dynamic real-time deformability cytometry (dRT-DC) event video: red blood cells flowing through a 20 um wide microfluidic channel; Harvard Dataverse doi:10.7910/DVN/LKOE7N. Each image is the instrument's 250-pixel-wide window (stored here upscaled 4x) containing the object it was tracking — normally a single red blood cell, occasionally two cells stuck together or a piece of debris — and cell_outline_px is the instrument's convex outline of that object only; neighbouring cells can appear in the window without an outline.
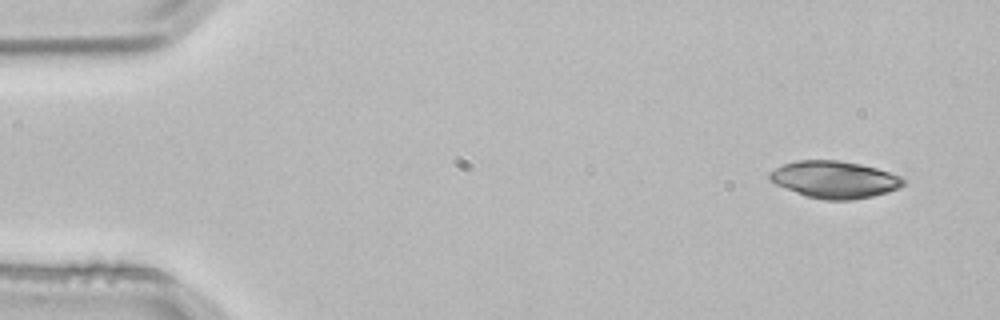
{"species": "common noctule bat (a hibernating species)", "species_latin": "Nyctalus noctula", "temperature_condition": "room temperature", "stored_images_in_passage": 3, "camera_frame_rate_fps": 3000, "um_per_image_px": 0.085, "animal": {"sex": "male", "body_mass_g": 21.5, "forearm_length_mm": 52.0}, "frame": {"image": 1, "passage_image": 3, "time_ms": 0.667, "image_size_px": [1000, 320], "cell_outline_px": [[908, 180], [900, 188], [872, 196], [852, 200], [824, 200], [804, 196], [776, 184], [768, 176], [768, 172], [784, 164], [796, 160], [836, 160], [860, 164], [876, 168], [900, 176]], "centroid_in_image_um": [70.94, 15.27], "position_along_channel_um": 14.1, "area_um2": 28.9}}